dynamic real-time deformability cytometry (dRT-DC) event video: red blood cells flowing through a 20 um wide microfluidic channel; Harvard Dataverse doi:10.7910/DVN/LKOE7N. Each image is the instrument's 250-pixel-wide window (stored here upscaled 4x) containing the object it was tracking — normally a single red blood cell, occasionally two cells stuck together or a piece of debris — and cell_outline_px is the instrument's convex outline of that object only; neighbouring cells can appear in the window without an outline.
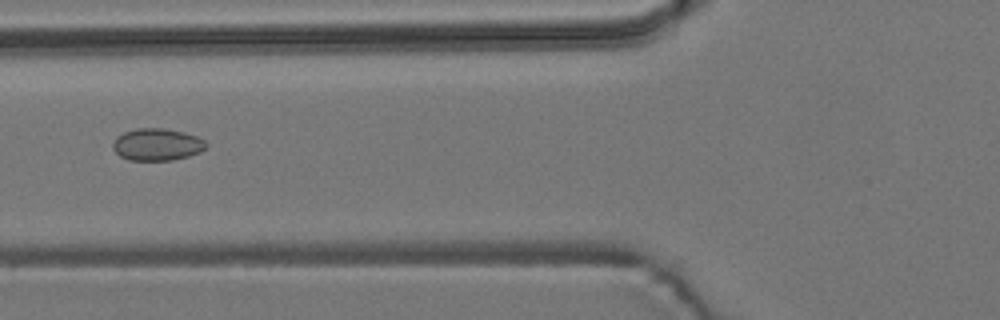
{"species": "common noctule bat (a hibernating species)", "species_latin": "Nyctalus noctula", "temperature_condition": "room temperature", "stored_images_in_passage": 8, "camera_frame_rate_fps": 3000, "um_per_image_px": 0.085, "animal": {"sex": "male", "body_mass_g": 19.2, "forearm_length_mm": 51.8}, "frame": {"image": 1, "passage_image": 6, "time_ms": 6.0, "image_size_px": [1000, 320], "cell_outline_px": [[208, 144], [200, 152], [188, 156], [172, 160], [128, 160], [120, 156], [112, 148], [112, 144], [116, 136], [124, 132], [136, 128], [164, 128], [184, 132], [196, 136], [204, 140]], "centroid_in_image_um": [13.33, 12.28], "position_along_channel_um": 112.5, "area_um2": 17.51}}
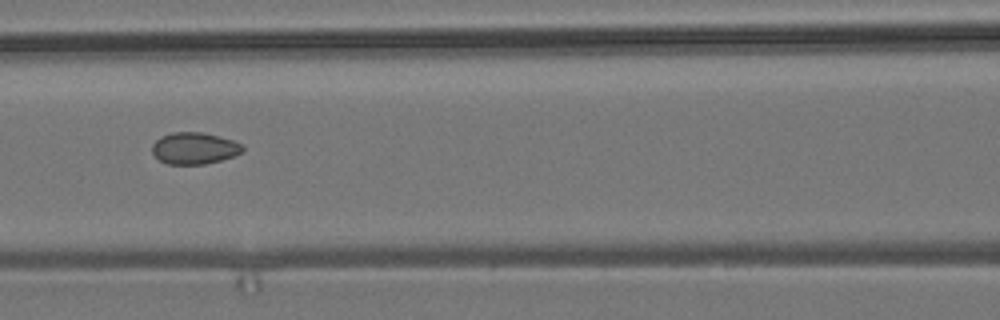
{"frame": {"image": 2, "passage_image": 7, "time_ms": 7.0, "image_size_px": [1000, 320], "cell_outline_px": [[244, 152], [220, 160], [204, 164], [168, 164], [160, 160], [152, 152], [152, 144], [160, 136], [172, 132], [204, 132], [232, 140], [240, 144], [244, 148]], "centroid_in_image_um": [16.5, 12.59], "position_along_channel_um": 150.1, "area_um2": 16.65}}
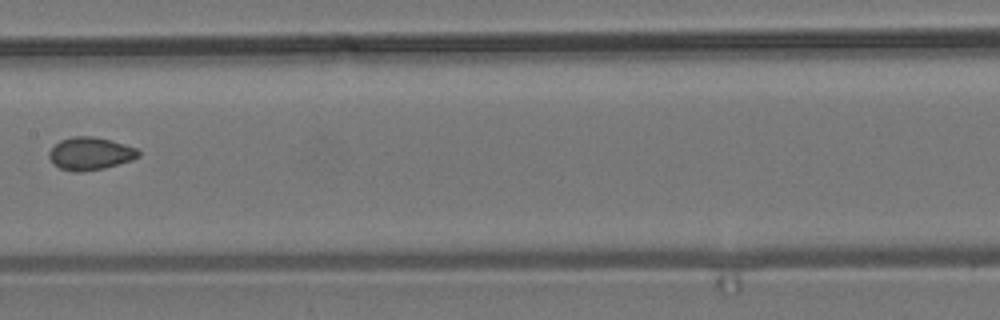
{"frame": {"image": 3, "passage_image": 8, "time_ms": 8.333, "image_size_px": [1000, 320], "cell_outline_px": [[140, 156], [132, 160], [104, 168], [80, 172], [72, 172], [60, 168], [52, 164], [48, 156], [48, 152], [60, 140], [72, 136], [92, 136], [112, 140], [136, 148], [140, 152]], "centroid_in_image_um": [7.65, 13.06], "position_along_channel_um": 199.7, "area_um2": 17.17}}